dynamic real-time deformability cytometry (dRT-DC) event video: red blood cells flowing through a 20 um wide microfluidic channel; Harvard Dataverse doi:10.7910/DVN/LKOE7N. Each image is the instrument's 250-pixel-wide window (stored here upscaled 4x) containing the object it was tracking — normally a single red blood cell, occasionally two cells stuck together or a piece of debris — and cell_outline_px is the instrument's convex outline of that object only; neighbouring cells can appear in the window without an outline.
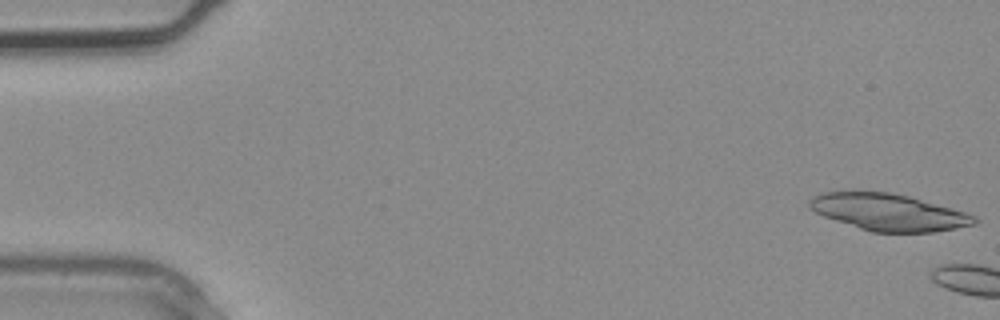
{"species": "common noctule bat (a hibernating species)", "species_latin": "Nyctalus noctula", "temperature_condition": "warm", "stored_images_in_passage": 4, "segment_of_instrument_passage": [1, 2], "camera_frame_rate_fps": 3000, "um_per_image_px": 0.085, "animal": {"sex": "male", "body_mass_g": 20.4}, "frame": {"image": 1, "passage_image": 1, "time_ms": 0.0, "image_size_px": [1000, 320], "cell_outline_px": [[980, 220], [976, 224], [932, 232], [872, 232], [824, 216], [808, 208], [808, 200], [824, 192], [888, 192], [908, 196], [964, 212], [976, 216]], "centroid_in_image_um": [75.54, 18.04], "position_along_channel_um": 9.5, "area_um2": 34.8}}